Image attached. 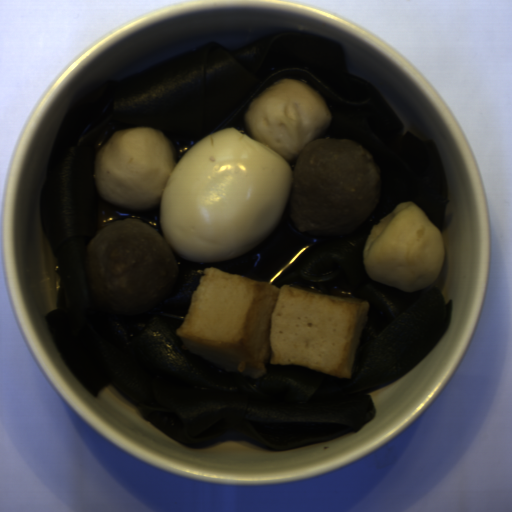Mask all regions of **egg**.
<instances>
[{
    "label": "egg",
    "instance_id": "egg-1",
    "mask_svg": "<svg viewBox=\"0 0 512 512\" xmlns=\"http://www.w3.org/2000/svg\"><path fill=\"white\" fill-rule=\"evenodd\" d=\"M293 187L294 171L274 148L219 130L182 155L163 187L165 242L202 264L237 258L270 238Z\"/></svg>",
    "mask_w": 512,
    "mask_h": 512
}]
</instances>
